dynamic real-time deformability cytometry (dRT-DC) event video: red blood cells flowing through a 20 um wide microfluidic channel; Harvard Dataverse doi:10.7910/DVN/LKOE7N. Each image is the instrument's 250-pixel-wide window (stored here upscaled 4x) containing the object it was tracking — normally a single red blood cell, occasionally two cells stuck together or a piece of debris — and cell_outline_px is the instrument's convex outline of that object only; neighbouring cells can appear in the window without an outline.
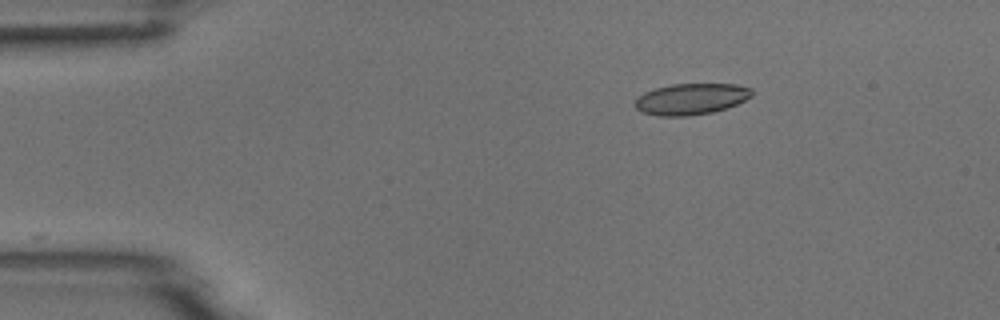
{"species": "common noctule bat (a hibernating species)", "species_latin": "Nyctalus noctula", "temperature_condition": "room temperature", "stored_images_in_passage": 3, "camera_frame_rate_fps": 3000, "um_per_image_px": 0.085, "animal": {"sex": "male", "body_mass_g": 18.8}, "frame": {"image": 1, "passage_image": 1, "time_ms": 0.0, "image_size_px": [1000, 320], "cell_outline_px": [[752, 96], [736, 104], [712, 112], [688, 116], [656, 116], [640, 112], [632, 104], [636, 96], [644, 92], [656, 88], [672, 84], [736, 84], [752, 88]], "centroid_in_image_um": [58.67, 8.42], "position_along_channel_um": 26.3, "area_um2": 21.44}}